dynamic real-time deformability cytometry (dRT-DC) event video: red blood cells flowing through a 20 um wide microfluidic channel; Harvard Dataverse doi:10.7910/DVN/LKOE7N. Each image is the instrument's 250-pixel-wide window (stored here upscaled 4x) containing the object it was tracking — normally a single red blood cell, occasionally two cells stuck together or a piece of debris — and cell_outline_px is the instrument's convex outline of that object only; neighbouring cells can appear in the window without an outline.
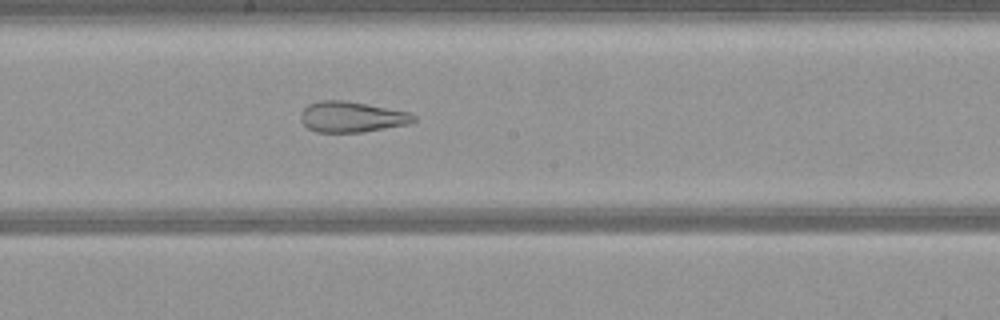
{"species": "common noctule bat (a hibernating species)", "species_latin": "Nyctalus noctula", "temperature_condition": "warm", "stored_images_in_passage": 51, "camera_frame_rate_fps": 3000, "um_per_image_px": 0.085, "animal": {"sex": "female", "body_mass_g": 21.9}, "frame": {"image": 1, "passage_image": 27, "time_ms": 8.667, "image_size_px": [1000, 320], "cell_outline_px": [[416, 120], [408, 124], [360, 132], [316, 132], [308, 128], [300, 120], [300, 112], [308, 104], [320, 100], [344, 100], [412, 112], [416, 116]], "centroid_in_image_um": [29.89, 9.92], "position_along_channel_um": 218.3, "area_um2": 20.29}}
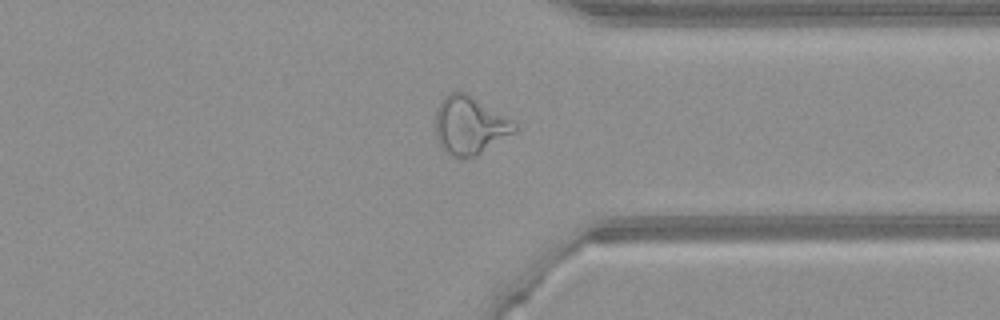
{"frame": {"image": 2, "passage_image": 39, "time_ms": 12.667, "image_size_px": [1000, 320], "cell_outline_px": [[520, 128], [476, 156], [460, 160], [452, 156], [440, 148], [436, 140], [436, 108], [444, 96], [452, 92], [464, 92], [512, 120]], "centroid_in_image_um": [39.89, 10.7], "position_along_channel_um": 371.5, "area_um2": 26.65}}
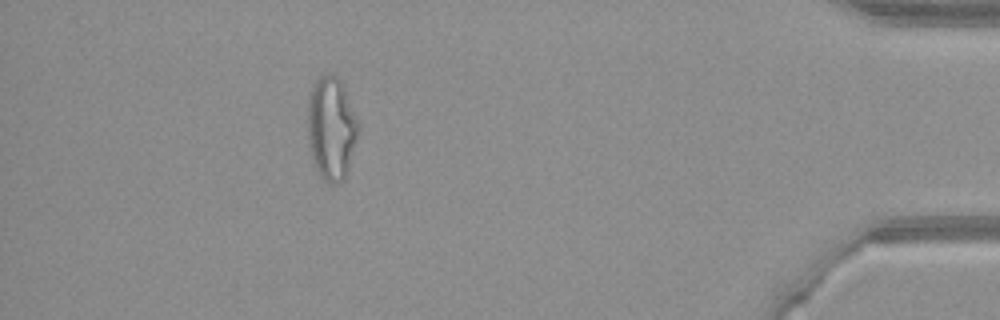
{"frame": {"image": 3, "passage_image": 46, "time_ms": 15.0, "image_size_px": [1000, 320], "cell_outline_px": [[360, 128], [348, 168], [344, 180], [336, 184], [328, 184], [320, 176], [312, 164], [308, 144], [308, 96], [312, 84], [320, 76], [336, 76], [340, 80], [360, 120]], "centroid_in_image_um": [28.16, 10.94], "position_along_channel_um": 407.0, "area_um2": 30.98}}